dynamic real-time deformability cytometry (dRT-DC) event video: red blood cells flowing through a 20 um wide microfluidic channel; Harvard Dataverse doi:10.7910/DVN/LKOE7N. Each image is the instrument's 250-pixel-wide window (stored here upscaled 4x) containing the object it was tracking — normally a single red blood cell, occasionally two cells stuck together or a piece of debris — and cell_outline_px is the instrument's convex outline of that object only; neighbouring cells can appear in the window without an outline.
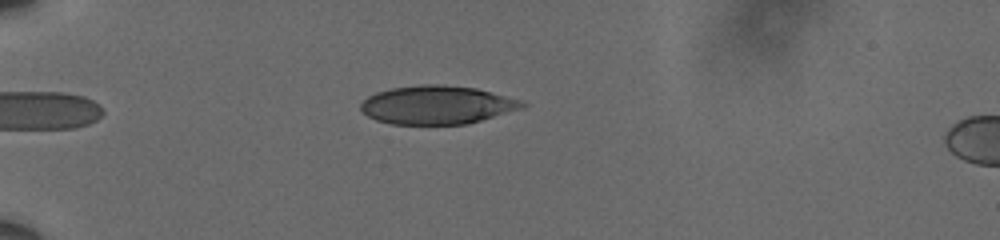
{"species": "human", "species_latin": "Homo sapiens", "temperature_condition": "cold", "stored_images_in_passage": 42, "camera_frame_rate_fps": 3000, "um_per_image_px": 0.085, "donor": {"sex": "male"}, "frame": {"image": 1, "passage_image": 1, "time_ms": 0.0, "image_size_px": [1000, 240], "cell_outline_px": [[528, 104], [520, 108], [480, 120], [464, 124], [392, 124], [376, 120], [368, 116], [360, 108], [360, 104], [368, 96], [376, 92], [392, 88], [424, 84], [436, 84], [476, 88], [520, 100]], "centroid_in_image_um": [37.09, 8.91], "position_along_channel_um": 47.9, "area_um2": 35.66}}
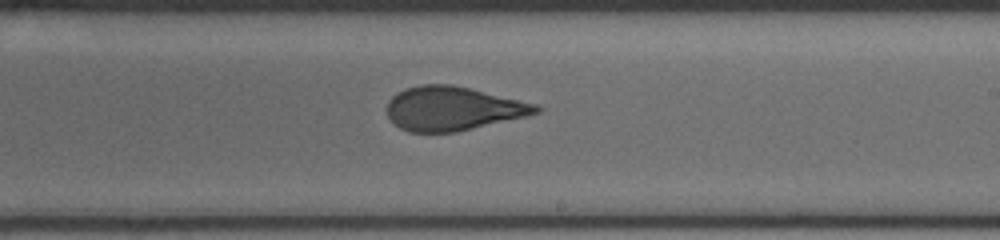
{"frame": {"image": 2, "passage_image": 21, "time_ms": 6.667, "image_size_px": [1000, 240], "cell_outline_px": [[544, 108], [540, 112], [528, 116], [456, 132], [408, 132], [400, 128], [388, 116], [388, 100], [396, 92], [404, 88], [420, 84], [452, 84], [536, 104]], "centroid_in_image_um": [38.49, 9.22], "position_along_channel_um": 250.5, "area_um2": 38.15}}
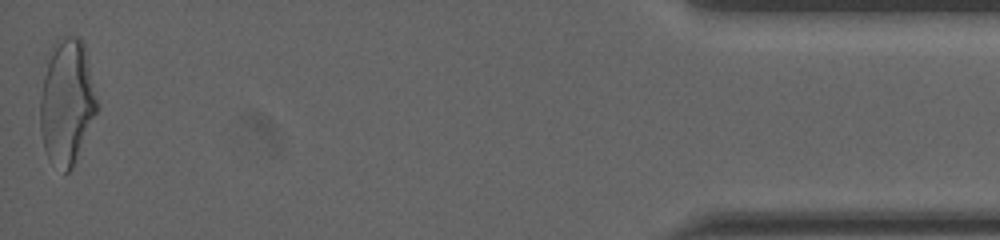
{"frame": {"image": 3, "passage_image": 42, "time_ms": 13.667, "image_size_px": [1000, 240], "cell_outline_px": [[96, 112], [72, 168], [68, 172], [64, 172], [48, 160], [44, 148], [40, 128], [40, 96], [48, 52], [52, 44], [60, 36], [76, 36], [84, 44], [96, 100]], "centroid_in_image_um": [5.63, 8.64], "position_along_channel_um": 429.6, "area_um2": 41.1}, "authors_computed_cell_mechanics": {"area_um2": 38.5237, "velocity_mm_per_s": 3.6124, "shape_relaxation_time_tau1_ms": 5.2823, "shape_relaxation_time_tau2_ms": 1.0345, "deformation_change_tau1": 0.1832, "deformation_change_tau2": 0.0788}}